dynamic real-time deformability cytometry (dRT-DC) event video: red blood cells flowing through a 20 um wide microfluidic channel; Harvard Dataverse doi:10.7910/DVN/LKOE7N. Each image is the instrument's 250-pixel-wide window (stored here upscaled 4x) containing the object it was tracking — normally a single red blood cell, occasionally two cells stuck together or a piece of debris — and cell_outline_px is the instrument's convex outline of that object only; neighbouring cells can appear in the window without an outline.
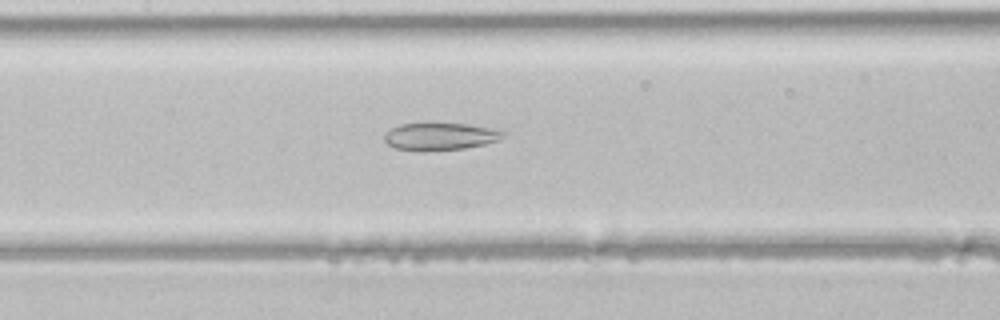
{"species": "common noctule bat (a hibernating species)", "species_latin": "Nyctalus noctula", "temperature_condition": "room temperature", "stored_images_in_passage": 44, "camera_frame_rate_fps": 3000, "um_per_image_px": 0.085, "animal": {"sex": "male", "body_mass_g": 21.5, "forearm_length_mm": 52.0}, "frame": {"image": 1, "passage_image": 20, "time_ms": 6.333, "image_size_px": [1000, 320], "cell_outline_px": [[504, 136], [500, 140], [484, 144], [464, 148], [396, 148], [388, 144], [384, 140], [384, 136], [392, 128], [400, 124], [432, 120], [468, 124], [488, 128], [504, 132]], "centroid_in_image_um": [37.42, 11.5], "position_along_channel_um": 170.0, "area_um2": 18.67}}
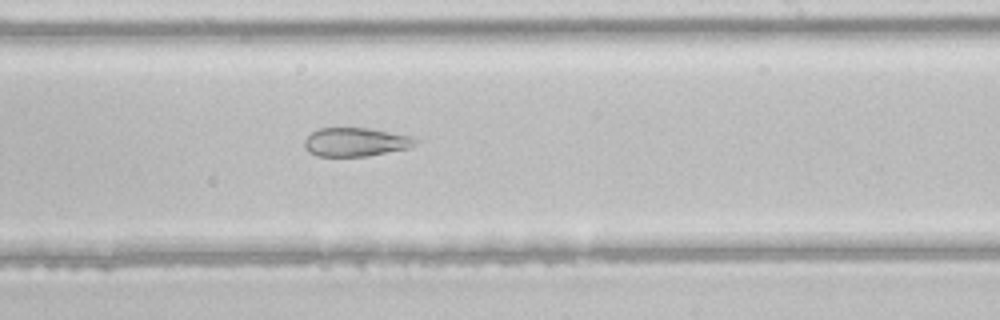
{"frame": {"image": 2, "passage_image": 26, "time_ms": 8.333, "image_size_px": [1000, 320], "cell_outline_px": [[420, 140], [416, 144], [408, 148], [368, 156], [316, 156], [308, 152], [304, 148], [304, 140], [312, 132], [320, 128], [368, 128], [416, 136]], "centroid_in_image_um": [30.26, 12.07], "position_along_channel_um": 258.7, "area_um2": 18.79}}
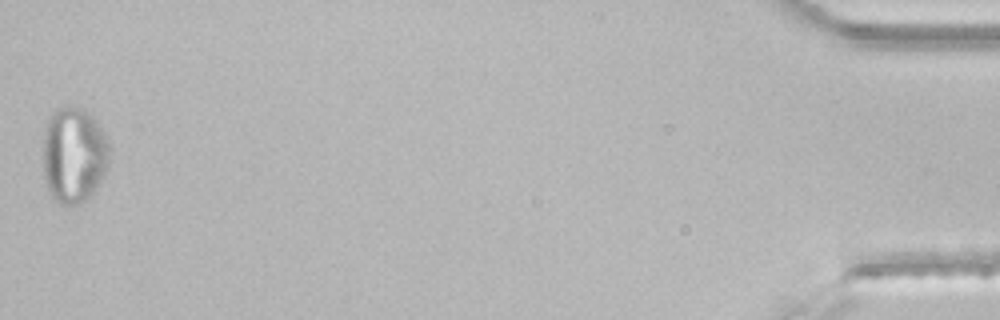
{"frame": {"image": 3, "passage_image": 44, "time_ms": 14.333, "image_size_px": [1000, 320], "cell_outline_px": [[108, 168], [100, 184], [80, 204], [60, 204], [52, 196], [48, 188], [44, 176], [44, 128], [48, 116], [56, 108], [84, 108], [92, 112], [104, 132], [108, 140]], "centroid_in_image_um": [6.29, 13.14], "position_along_channel_um": 428.9, "area_um2": 37.34}}